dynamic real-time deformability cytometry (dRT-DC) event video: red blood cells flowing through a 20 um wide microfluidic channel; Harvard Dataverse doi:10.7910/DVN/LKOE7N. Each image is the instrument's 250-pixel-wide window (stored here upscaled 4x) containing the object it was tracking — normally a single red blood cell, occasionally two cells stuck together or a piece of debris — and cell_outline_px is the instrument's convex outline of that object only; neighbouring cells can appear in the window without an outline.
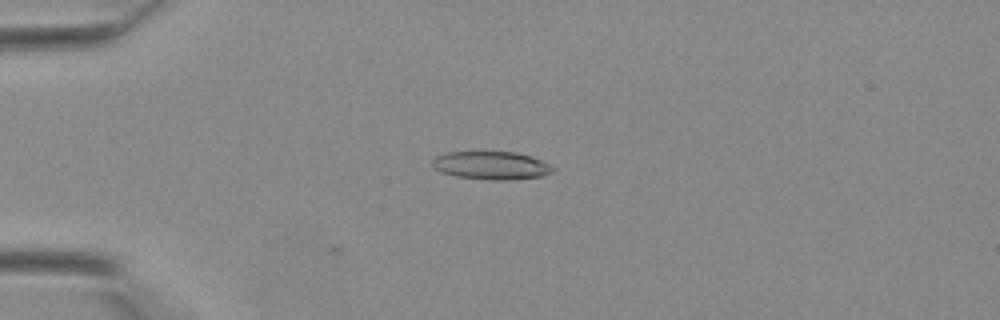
{"species": "Egyptian fruit bat (a non-hibernating species)", "species_latin": "Rousettus aegyptiacus", "temperature_condition": "warm", "stored_images_in_passage": 31, "camera_frame_rate_fps": 3000, "um_per_image_px": 0.085, "animal": {"sex": "female"}, "frame": {"image": 1, "passage_image": 1, "time_ms": 0.0, "image_size_px": [1000, 320], "cell_outline_px": [[556, 172], [544, 176], [512, 180], [492, 180], [456, 176], [440, 172], [432, 168], [432, 160], [436, 156], [444, 152], [516, 152], [532, 156], [556, 168]], "centroid_in_image_um": [41.78, 14.07], "position_along_channel_um": 43.2, "area_um2": 20.06}}
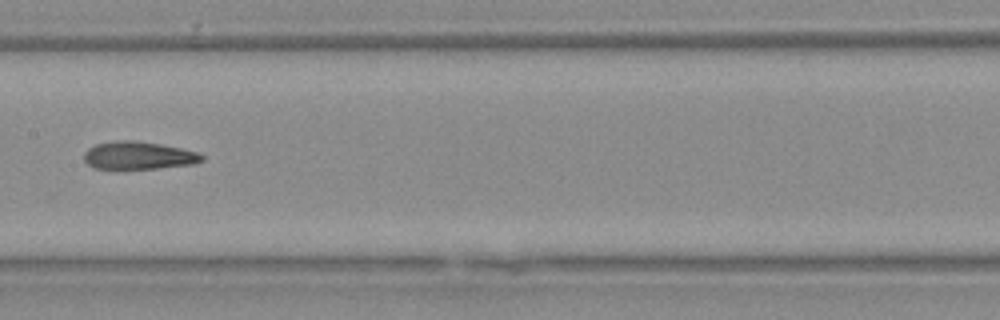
{"frame": {"image": 2, "passage_image": 12, "time_ms": 3.667, "image_size_px": [1000, 320], "cell_outline_px": [[204, 160], [192, 164], [156, 168], [96, 168], [88, 164], [84, 160], [84, 152], [88, 148], [96, 144], [116, 140], [136, 140], [160, 144], [200, 152], [204, 156]], "centroid_in_image_um": [11.79, 13.2], "position_along_channel_um": 195.6, "area_um2": 18.96}}
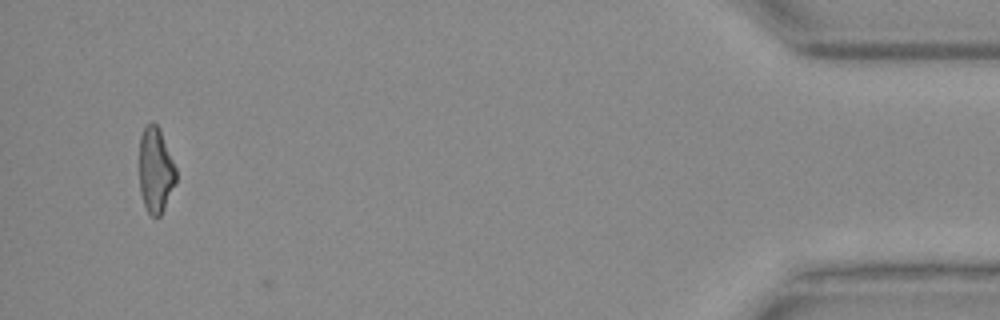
{"frame": {"image": 3, "passage_image": 30, "time_ms": 9.667, "image_size_px": [1000, 320], "cell_outline_px": [[176, 184], [160, 216], [152, 216], [148, 212], [144, 204], [140, 192], [140, 136], [144, 128], [152, 120], [156, 124], [160, 132], [176, 168]], "centroid_in_image_um": [13.22, 14.49], "position_along_channel_um": 422.0, "area_um2": 17.98}}